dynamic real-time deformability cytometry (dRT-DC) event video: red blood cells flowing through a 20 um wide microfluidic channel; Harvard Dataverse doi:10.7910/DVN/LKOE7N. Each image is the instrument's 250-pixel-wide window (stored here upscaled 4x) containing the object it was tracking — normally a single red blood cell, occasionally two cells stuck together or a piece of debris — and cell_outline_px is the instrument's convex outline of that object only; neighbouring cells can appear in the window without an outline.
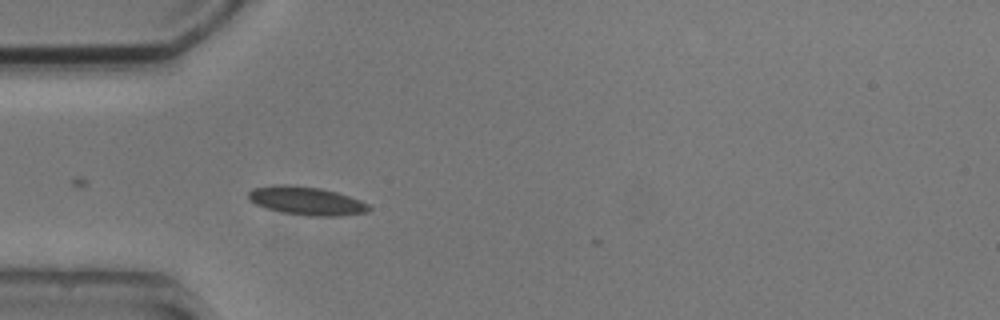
{"species": "common noctule bat (a hibernating species)", "species_latin": "Nyctalus noctula", "temperature_condition": "cold", "stored_images_in_passage": 1, "camera_frame_rate_fps": 3000, "um_per_image_px": 0.085, "animal": {"sex": "male", "body_mass_g": 20.5, "forearm_length_mm": 52.5}, "frame": {"image": 1, "passage_image": 1, "time_ms": 0.0, "image_size_px": [1000, 320], "cell_outline_px": [[372, 208], [368, 212], [340, 216], [308, 216], [280, 212], [256, 204], [248, 196], [248, 192], [252, 188], [272, 184], [284, 184], [320, 188], [336, 192], [360, 200], [368, 204]], "centroid_in_image_um": [26.05, 17.07], "position_along_channel_um": 58.9, "area_um2": 19.94}}